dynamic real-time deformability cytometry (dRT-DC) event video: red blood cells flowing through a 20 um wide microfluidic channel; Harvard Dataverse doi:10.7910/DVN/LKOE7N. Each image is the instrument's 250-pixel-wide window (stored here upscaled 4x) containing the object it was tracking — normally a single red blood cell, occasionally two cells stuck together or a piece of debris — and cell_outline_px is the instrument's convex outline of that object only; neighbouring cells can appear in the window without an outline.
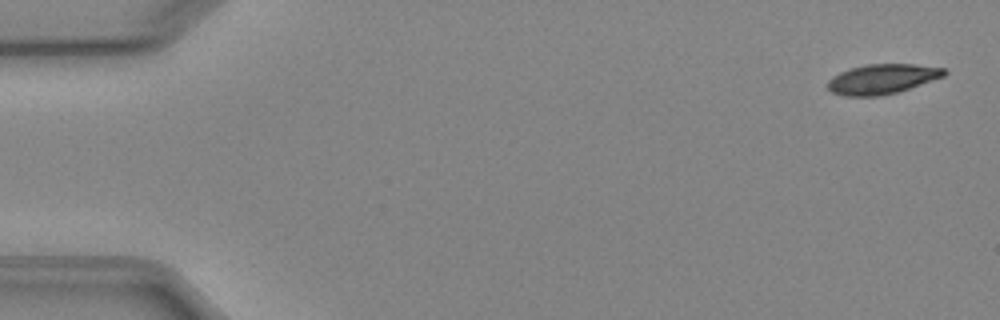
{"species": "Egyptian fruit bat (a non-hibernating species)", "species_latin": "Rousettus aegyptiacus", "temperature_condition": "cold", "stored_images_in_passage": 4, "camera_frame_rate_fps": 3000, "um_per_image_px": 0.085, "animal": {"sex": "female"}, "frame": {"image": 1, "passage_image": 1, "time_ms": 0.0, "image_size_px": [1000, 320], "cell_outline_px": [[948, 72], [944, 76], [896, 92], [876, 96], [844, 96], [832, 92], [828, 88], [828, 80], [832, 76], [840, 72], [852, 68], [868, 64], [916, 64], [944, 68]], "centroid_in_image_um": [74.97, 6.71], "position_along_channel_um": 10.0, "area_um2": 20.0}}